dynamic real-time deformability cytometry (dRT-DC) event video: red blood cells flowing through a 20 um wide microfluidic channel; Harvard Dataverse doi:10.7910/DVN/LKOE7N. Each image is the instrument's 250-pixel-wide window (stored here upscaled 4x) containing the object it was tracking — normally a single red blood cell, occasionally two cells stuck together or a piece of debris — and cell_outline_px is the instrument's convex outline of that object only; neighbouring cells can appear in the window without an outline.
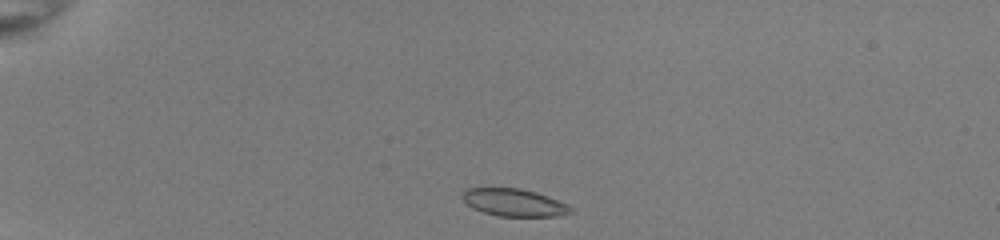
{"species": "common noctule bat (a hibernating species)", "species_latin": "Nyctalus noctula", "temperature_condition": "room temperature", "stored_images_in_passage": 39, "camera_frame_rate_fps": 3000, "um_per_image_px": 0.085, "animal": {"sex": "female", "body_mass_g": 22.0, "forearm_length_mm": 56.7}, "frame": {"image": 1, "passage_image": 1, "time_ms": 0.0, "image_size_px": [1000, 240], "cell_outline_px": [[576, 212], [560, 216], [500, 216], [484, 212], [472, 208], [464, 200], [464, 192], [468, 188], [520, 188], [536, 192], [548, 196], [568, 204]], "centroid_in_image_um": [43.78, 17.22], "position_along_channel_um": 41.2, "area_um2": 17.28}}
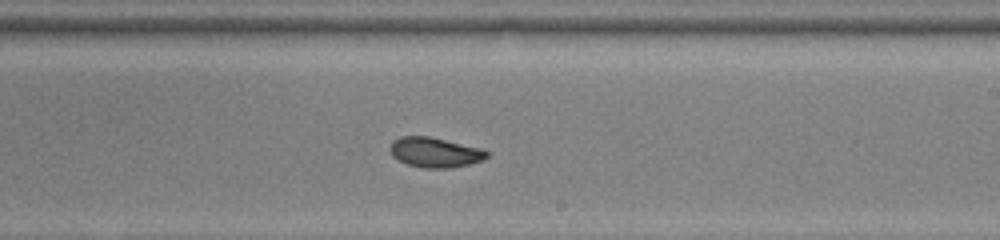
{"frame": {"image": 2, "passage_image": 21, "time_ms": 6.667, "image_size_px": [1000, 240], "cell_outline_px": [[492, 152], [484, 160], [452, 168], [424, 168], [408, 164], [392, 156], [392, 140], [400, 136], [428, 136], [480, 148]], "centroid_in_image_um": [37.02, 12.95], "position_along_channel_um": 252.0, "area_um2": 16.76}}
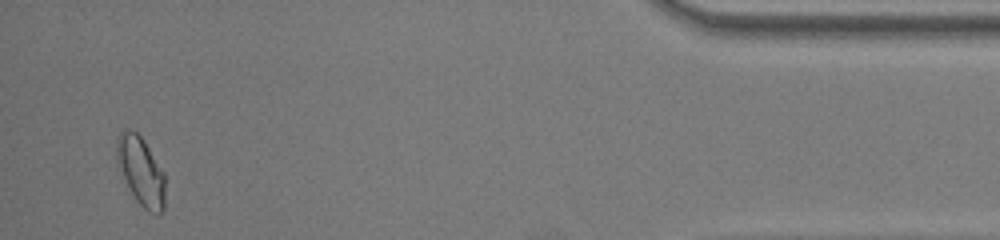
{"frame": {"image": 3, "passage_image": 38, "time_ms": 12.333, "image_size_px": [1000, 240], "cell_outline_px": [[164, 208], [160, 212], [148, 212], [136, 200], [124, 176], [116, 156], [116, 140], [120, 132], [124, 128], [128, 128], [136, 132], [144, 140], [164, 172]], "centroid_in_image_um": [11.98, 14.49], "position_along_channel_um": 423.2, "area_um2": 18.9}, "authors_computed_cell_mechanics": {"area_um2": 17.34, "velocity_mm_per_s": 3.9992, "shape_relaxation_time_tau1_ms": 10.379, "shape_relaxation_time_tau2_ms": 1.782, "deformation_change_tau1": 0.2048, "deformation_change_tau2": 0.057}}